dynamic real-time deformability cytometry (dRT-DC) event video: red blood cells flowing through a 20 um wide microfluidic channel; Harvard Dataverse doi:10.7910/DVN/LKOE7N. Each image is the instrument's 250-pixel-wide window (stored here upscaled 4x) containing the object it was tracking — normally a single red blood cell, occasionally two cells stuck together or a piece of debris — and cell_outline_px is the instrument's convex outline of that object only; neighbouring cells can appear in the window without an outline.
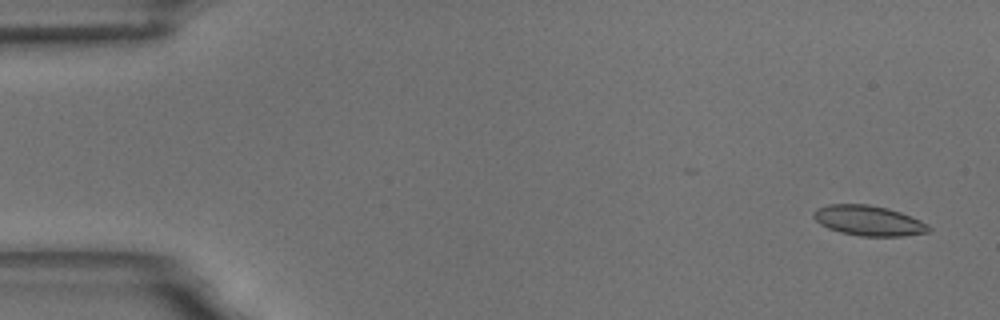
{"species": "common noctule bat (a hibernating species)", "species_latin": "Nyctalus noctula", "temperature_condition": "room temperature", "stored_images_in_passage": 5, "camera_frame_rate_fps": 3000, "um_per_image_px": 0.085, "animal": {"sex": "male", "body_mass_g": 18.8}, "frame": {"image": 1, "passage_image": 1, "time_ms": 0.0, "image_size_px": [1000, 320], "cell_outline_px": [[932, 228], [928, 232], [904, 236], [860, 236], [840, 232], [828, 228], [820, 224], [812, 216], [812, 212], [816, 208], [828, 204], [868, 204], [888, 208], [900, 212], [920, 220], [928, 224]], "centroid_in_image_um": [73.81, 18.75], "position_along_channel_um": 11.2, "area_um2": 20.35}}
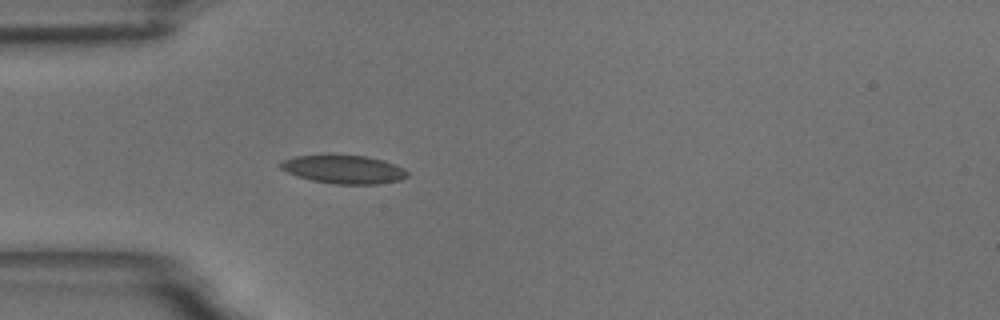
{"frame": {"image": 2, "passage_image": 5, "time_ms": 4.667, "image_size_px": [1000, 320], "cell_outline_px": [[408, 176], [400, 180], [380, 184], [336, 184], [312, 180], [296, 176], [280, 168], [280, 164], [284, 160], [292, 156], [368, 156], [384, 160], [404, 168], [408, 172]], "centroid_in_image_um": [29.26, 14.41], "position_along_channel_um": 55.7, "area_um2": 20.75}}